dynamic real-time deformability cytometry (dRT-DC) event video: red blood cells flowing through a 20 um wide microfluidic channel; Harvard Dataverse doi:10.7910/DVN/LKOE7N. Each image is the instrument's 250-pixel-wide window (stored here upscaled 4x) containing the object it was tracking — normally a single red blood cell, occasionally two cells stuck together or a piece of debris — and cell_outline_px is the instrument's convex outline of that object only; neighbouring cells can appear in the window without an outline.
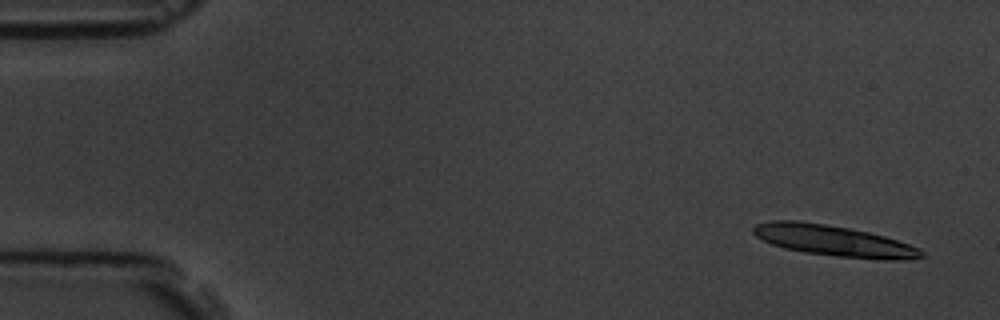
{"species": "common noctule bat (a hibernating species)", "species_latin": "Nyctalus noctula", "temperature_condition": "room temperature", "stored_images_in_passage": 5, "camera_frame_rate_fps": 3000, "um_per_image_px": 0.085, "animal": {"sex": "male", "body_mass_g": 19.5, "forearm_length_mm": 54.6}, "frame": {"image": 1, "passage_image": 1, "time_ms": 0.0, "image_size_px": [1000, 320], "cell_outline_px": [[924, 256], [904, 260], [884, 260], [836, 256], [804, 252], [784, 248], [772, 244], [756, 236], [752, 232], [752, 228], [756, 224], [772, 220], [800, 220], [848, 228], [868, 232], [884, 236], [920, 248], [924, 252]], "centroid_in_image_um": [70.86, 20.46], "position_along_channel_um": 14.1, "area_um2": 30.17}}
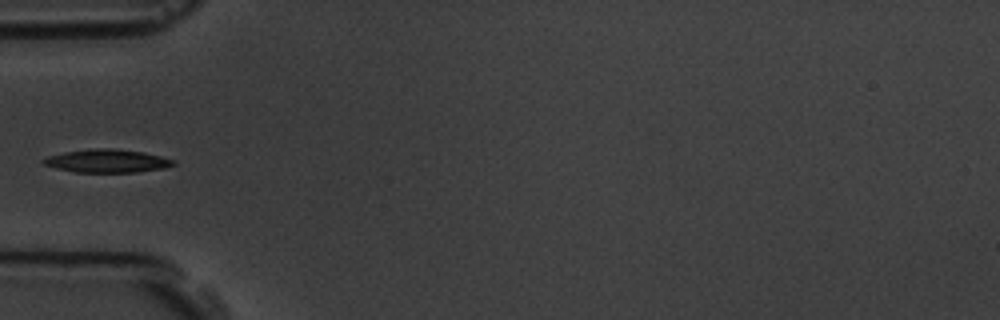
{"frame": {"image": 2, "passage_image": 5, "time_ms": 5.333, "image_size_px": [1000, 320], "cell_outline_px": [[176, 164], [164, 168], [136, 172], [76, 172], [56, 168], [44, 164], [40, 160], [48, 156], [64, 152], [92, 148], [112, 148], [144, 152], [176, 160]], "centroid_in_image_um": [9.11, 13.67], "position_along_channel_um": 75.9, "area_um2": 17.57}}